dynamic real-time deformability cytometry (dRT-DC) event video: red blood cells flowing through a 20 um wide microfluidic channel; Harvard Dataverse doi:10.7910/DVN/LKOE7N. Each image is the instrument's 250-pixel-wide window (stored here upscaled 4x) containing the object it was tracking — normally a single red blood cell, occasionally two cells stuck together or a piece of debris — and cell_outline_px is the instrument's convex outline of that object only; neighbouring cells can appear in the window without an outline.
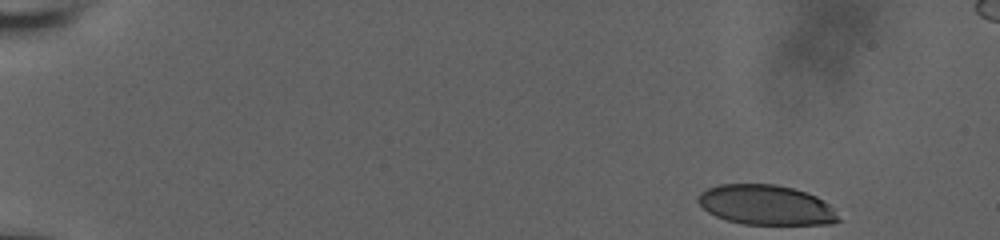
{"species": "human", "species_latin": "Homo sapiens", "temperature_condition": "room temperature", "stored_images_in_passage": 18, "camera_frame_rate_fps": 3000, "um_per_image_px": 0.085, "donor": {"sex": "male"}, "frame": {"image": 1, "passage_image": 1, "time_ms": 0.0, "image_size_px": [1000, 240], "cell_outline_px": [[840, 220], [832, 224], [744, 224], [728, 220], [716, 216], [708, 212], [696, 200], [700, 192], [708, 188], [720, 184], [776, 184], [792, 188], [816, 196], [828, 204], [832, 208]], "centroid_in_image_um": [65.09, 17.42], "position_along_channel_um": 19.9, "area_um2": 32.37}}
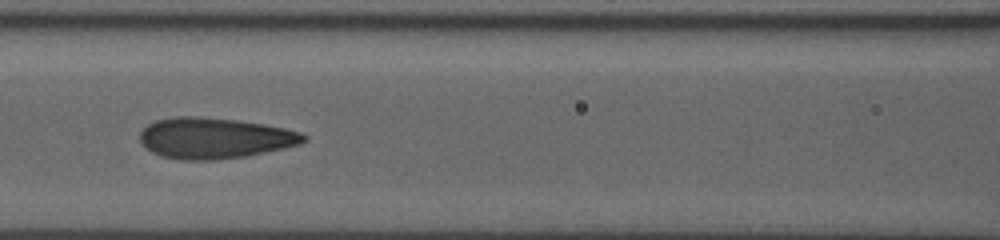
{"frame": {"image": 2, "passage_image": 14, "time_ms": 7.333, "image_size_px": [1000, 240], "cell_outline_px": [[308, 140], [300, 144], [284, 148], [244, 156], [216, 160], [180, 160], [160, 156], [152, 152], [140, 144], [140, 132], [148, 124], [156, 120], [176, 116], [200, 116], [236, 120], [264, 124], [284, 128], [300, 132], [308, 136]], "centroid_in_image_um": [18.22, 11.74], "position_along_channel_um": 148.4, "area_um2": 39.19}}
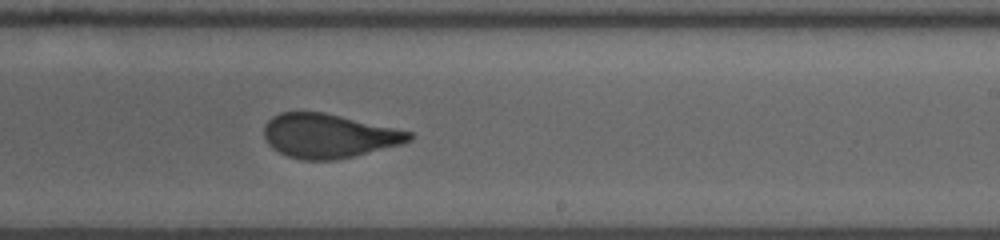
{"frame": {"image": 3, "passage_image": 18, "time_ms": 10.333, "image_size_px": [1000, 240], "cell_outline_px": [[412, 140], [400, 144], [336, 160], [304, 160], [288, 156], [272, 148], [268, 144], [264, 136], [264, 124], [272, 116], [280, 112], [324, 112], [396, 128], [412, 132]], "centroid_in_image_um": [27.9, 11.54], "position_along_channel_um": 261.1, "area_um2": 37.11}}